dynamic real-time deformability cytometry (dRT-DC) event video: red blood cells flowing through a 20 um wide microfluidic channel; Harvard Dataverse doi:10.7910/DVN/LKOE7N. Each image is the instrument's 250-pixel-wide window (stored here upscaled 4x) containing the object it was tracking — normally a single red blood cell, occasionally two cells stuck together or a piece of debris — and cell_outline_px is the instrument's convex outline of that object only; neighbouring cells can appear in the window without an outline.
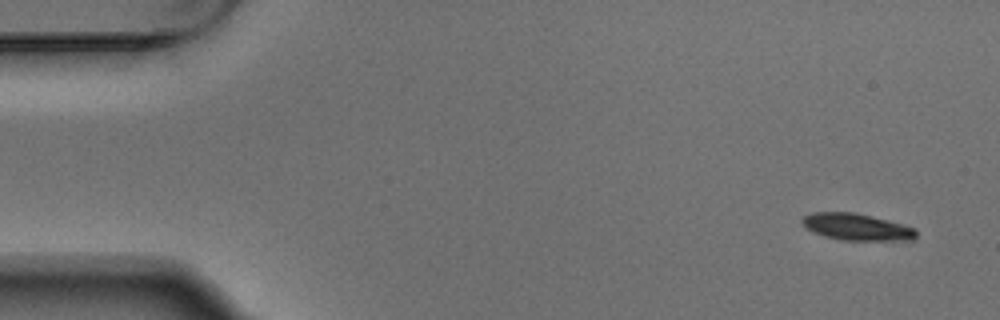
{"species": "Egyptian fruit bat (a non-hibernating species)", "species_latin": "Rousettus aegyptiacus", "temperature_condition": "warm", "stored_images_in_passage": 8, "camera_frame_rate_fps": 3000, "um_per_image_px": 0.085, "animal": {"sex": "male"}, "frame": {"image": 1, "passage_image": 1, "time_ms": 0.0, "image_size_px": [1000, 320], "cell_outline_px": [[916, 236], [912, 240], [840, 240], [824, 236], [812, 232], [800, 220], [804, 216], [812, 212], [856, 212], [872, 216], [916, 228]], "centroid_in_image_um": [72.81, 19.29], "position_along_channel_um": 12.2, "area_um2": 17.74}}
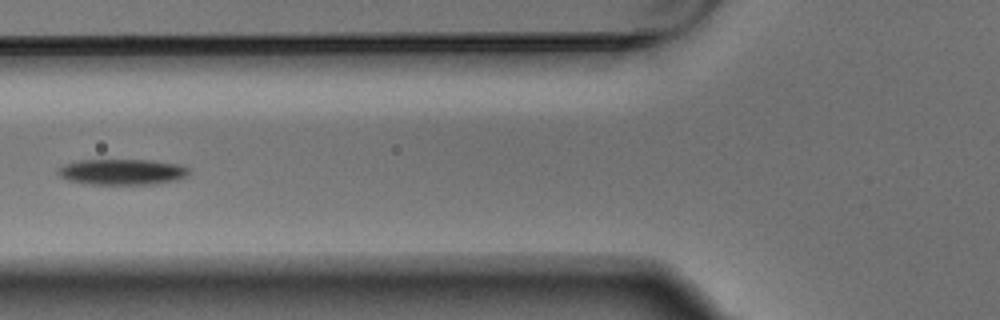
{"frame": {"image": 2, "passage_image": 5, "time_ms": 1.333, "image_size_px": [1000, 320], "cell_outline_px": [[188, 172], [180, 180], [156, 184], [88, 184], [68, 180], [60, 176], [56, 172], [56, 168], [64, 164], [76, 160], [148, 160], [180, 164], [188, 168]], "centroid_in_image_um": [10.34, 14.61], "position_along_channel_um": 115.5, "area_um2": 19.83}}
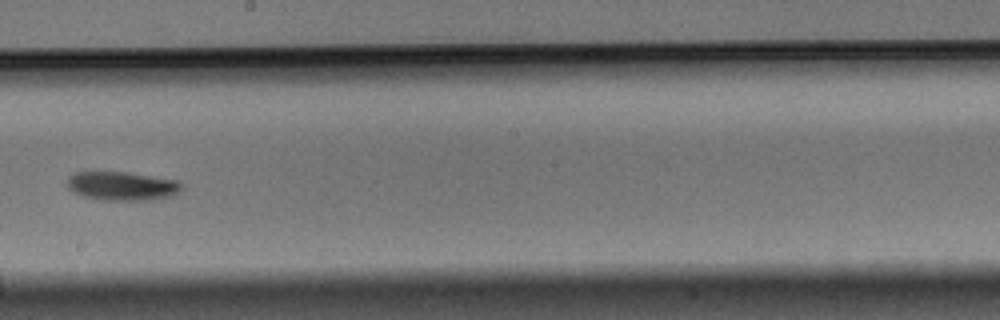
{"frame": {"image": 3, "passage_image": 8, "time_ms": 2.333, "image_size_px": [1000, 320], "cell_outline_px": [[180, 188], [172, 196], [152, 200], [100, 200], [84, 196], [68, 188], [68, 176], [76, 172], [124, 172], [180, 180]], "centroid_in_image_um": [10.37, 15.81], "position_along_channel_um": 237.8, "area_um2": 19.02}}